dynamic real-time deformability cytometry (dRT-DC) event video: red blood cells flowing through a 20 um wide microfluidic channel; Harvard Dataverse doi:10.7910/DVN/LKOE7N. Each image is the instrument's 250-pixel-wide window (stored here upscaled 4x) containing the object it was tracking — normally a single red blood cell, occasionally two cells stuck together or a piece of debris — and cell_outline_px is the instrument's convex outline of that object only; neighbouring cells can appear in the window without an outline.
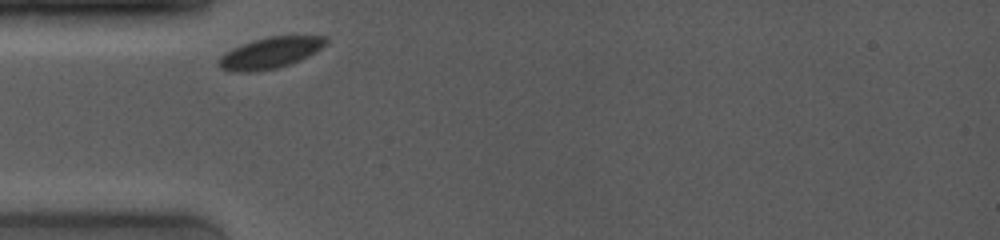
{"species": "common noctule bat (a hibernating species)", "species_latin": "Nyctalus noctula", "temperature_condition": "room temperature", "stored_images_in_passage": 17, "camera_frame_rate_fps": 4000, "um_per_image_px": 0.085, "animal": {"sex": "female", "body_mass_g": 19.0, "forearm_length_mm": 53.3}, "frame": {"image": 1, "passage_image": 1, "time_ms": 0.0, "image_size_px": [1000, 240], "cell_outline_px": [[328, 40], [320, 48], [300, 60], [276, 68], [252, 72], [232, 72], [220, 68], [216, 60], [220, 56], [232, 48], [252, 40], [268, 36], [328, 36]], "centroid_in_image_um": [22.9, 4.49], "position_along_channel_um": 62.1, "area_um2": 19.36}}
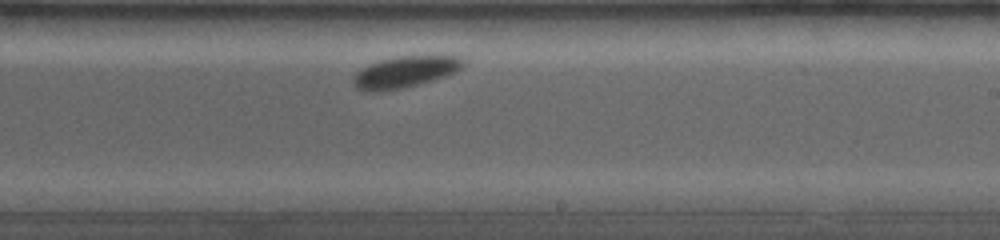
{"frame": {"image": 2, "passage_image": 10, "time_ms": 5.25, "image_size_px": [1000, 240], "cell_outline_px": [[464, 64], [460, 68], [444, 76], [420, 84], [404, 88], [376, 92], [372, 92], [356, 88], [352, 84], [352, 76], [356, 72], [368, 64], [380, 60], [396, 56], [460, 56], [464, 60]], "centroid_in_image_um": [34.35, 6.12], "position_along_channel_um": 254.6, "area_um2": 20.11}}
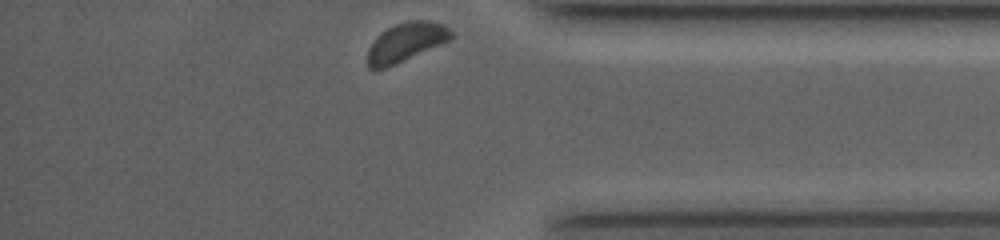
{"frame": {"image": 3, "passage_image": 17, "time_ms": 9.25, "image_size_px": [1000, 240], "cell_outline_px": [[452, 36], [448, 40], [440, 44], [384, 68], [368, 68], [368, 48], [376, 36], [388, 28], [396, 24], [408, 20], [428, 20], [444, 24], [452, 32]], "centroid_in_image_um": [34.49, 3.55], "position_along_channel_um": 400.7, "area_um2": 18.38}, "authors_computed_cell_mechanics": {"area_um2": 19.8832, "velocity_mm_per_s": 3.7243, "shape_relaxation_time_tau1_ms": 0.1726, "shape_relaxation_time_tau2_ms": null, "deformation_change_tau1": 0.0285, "deformation_change_tau2": null}}